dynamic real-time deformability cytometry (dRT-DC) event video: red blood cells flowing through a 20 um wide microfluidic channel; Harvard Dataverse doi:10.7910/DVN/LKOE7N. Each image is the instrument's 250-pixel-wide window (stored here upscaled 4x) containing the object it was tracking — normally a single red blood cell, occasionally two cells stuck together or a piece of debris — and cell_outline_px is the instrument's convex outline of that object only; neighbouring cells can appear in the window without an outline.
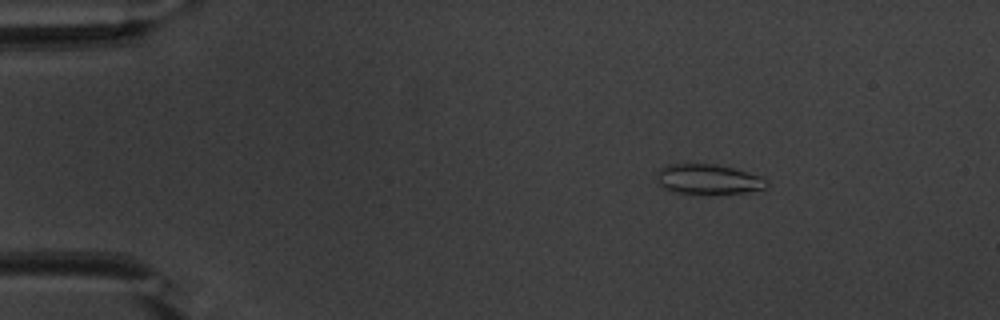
{"species": "common noctule bat (a hibernating species)", "species_latin": "Nyctalus noctula", "temperature_condition": "warm", "stored_images_in_passage": 54, "camera_frame_rate_fps": 3000, "um_per_image_px": 0.085, "animal": {"sex": "male", "body_mass_g": 20.1, "forearm_length_mm": 53.5}, "frame": {"image": 1, "passage_image": 9, "time_ms": 2.667, "image_size_px": [1000, 320], "cell_outline_px": [[768, 188], [748, 192], [676, 192], [664, 188], [660, 184], [656, 176], [656, 172], [660, 168], [668, 164], [716, 164], [764, 176], [768, 180]], "centroid_in_image_um": [60.25, 15.2], "position_along_channel_um": 24.8, "area_um2": 18.9}}
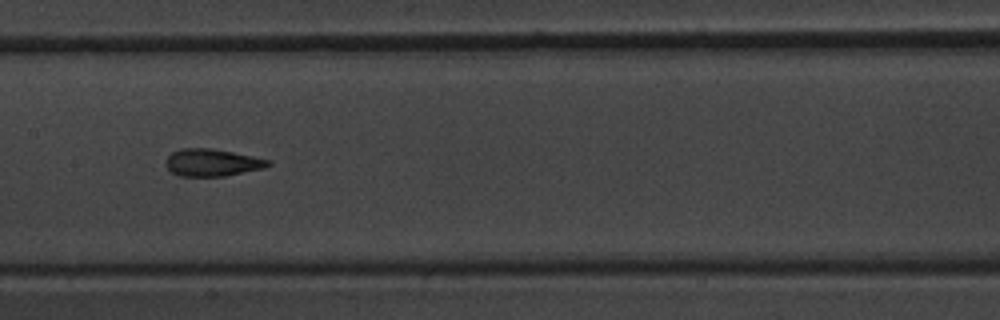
{"frame": {"image": 2, "passage_image": 28, "time_ms": 9.0, "image_size_px": [1000, 320], "cell_outline_px": [[272, 164], [264, 168], [224, 176], [176, 176], [164, 164], [168, 156], [172, 152], [180, 148], [212, 148], [272, 160]], "centroid_in_image_um": [18.02, 13.81], "position_along_channel_um": 189.4, "area_um2": 16.36}}
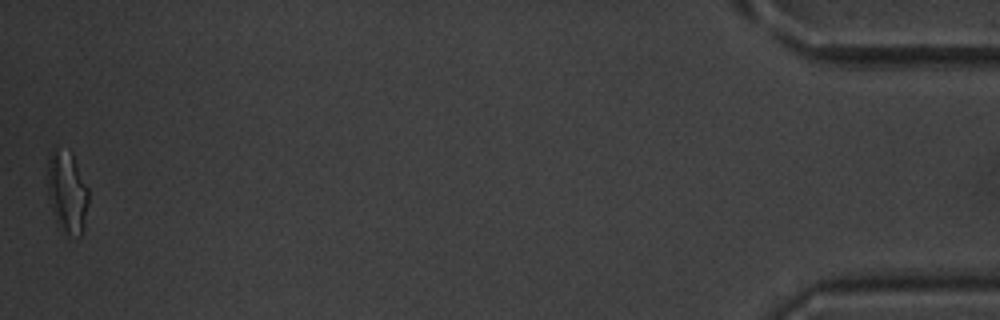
{"frame": {"image": 3, "passage_image": 54, "time_ms": 17.667, "image_size_px": [1000, 320], "cell_outline_px": [[88, 204], [84, 224], [80, 236], [64, 236], [56, 224], [52, 212], [48, 196], [48, 156], [52, 152], [72, 152], [88, 188]], "centroid_in_image_um": [5.71, 16.42], "position_along_channel_um": 429.5, "area_um2": 19.54}, "authors_computed_cell_mechanics": {"area_um2": 16.762, "velocity_mm_per_s": 3.7996, "shape_relaxation_time_tau1_ms": null, "shape_relaxation_time_tau2_ms": 1.5319, "deformation_change_tau1": null, "deformation_change_tau2": 0.094}}